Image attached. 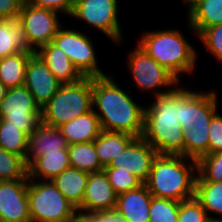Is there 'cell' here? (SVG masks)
Masks as SVG:
<instances>
[{"mask_svg":"<svg viewBox=\"0 0 222 222\" xmlns=\"http://www.w3.org/2000/svg\"><path fill=\"white\" fill-rule=\"evenodd\" d=\"M76 219H77L79 222H93L88 216L80 215V214H78V215L76 216Z\"/></svg>","mask_w":222,"mask_h":222,"instance_id":"obj_43","label":"cell"},{"mask_svg":"<svg viewBox=\"0 0 222 222\" xmlns=\"http://www.w3.org/2000/svg\"><path fill=\"white\" fill-rule=\"evenodd\" d=\"M197 176L202 181L222 182V152L200 157L197 160Z\"/></svg>","mask_w":222,"mask_h":222,"instance_id":"obj_33","label":"cell"},{"mask_svg":"<svg viewBox=\"0 0 222 222\" xmlns=\"http://www.w3.org/2000/svg\"><path fill=\"white\" fill-rule=\"evenodd\" d=\"M209 127H193L183 130L184 156L198 160L209 154Z\"/></svg>","mask_w":222,"mask_h":222,"instance_id":"obj_30","label":"cell"},{"mask_svg":"<svg viewBox=\"0 0 222 222\" xmlns=\"http://www.w3.org/2000/svg\"><path fill=\"white\" fill-rule=\"evenodd\" d=\"M87 216L93 222H128V220L116 208L96 211Z\"/></svg>","mask_w":222,"mask_h":222,"instance_id":"obj_40","label":"cell"},{"mask_svg":"<svg viewBox=\"0 0 222 222\" xmlns=\"http://www.w3.org/2000/svg\"><path fill=\"white\" fill-rule=\"evenodd\" d=\"M68 145L94 141L101 133L98 116L93 110L58 127Z\"/></svg>","mask_w":222,"mask_h":222,"instance_id":"obj_20","label":"cell"},{"mask_svg":"<svg viewBox=\"0 0 222 222\" xmlns=\"http://www.w3.org/2000/svg\"><path fill=\"white\" fill-rule=\"evenodd\" d=\"M118 8V0H74L69 18L85 22L91 29H98L113 44L120 46L124 42V33L118 18Z\"/></svg>","mask_w":222,"mask_h":222,"instance_id":"obj_8","label":"cell"},{"mask_svg":"<svg viewBox=\"0 0 222 222\" xmlns=\"http://www.w3.org/2000/svg\"><path fill=\"white\" fill-rule=\"evenodd\" d=\"M7 91V88L5 85L0 81V103L4 99L5 93Z\"/></svg>","mask_w":222,"mask_h":222,"instance_id":"obj_42","label":"cell"},{"mask_svg":"<svg viewBox=\"0 0 222 222\" xmlns=\"http://www.w3.org/2000/svg\"><path fill=\"white\" fill-rule=\"evenodd\" d=\"M157 156L158 152L151 144L142 136L136 137L106 167H115L128 171L145 183L149 178L150 170Z\"/></svg>","mask_w":222,"mask_h":222,"instance_id":"obj_14","label":"cell"},{"mask_svg":"<svg viewBox=\"0 0 222 222\" xmlns=\"http://www.w3.org/2000/svg\"><path fill=\"white\" fill-rule=\"evenodd\" d=\"M68 152L71 168L88 174L104 169L99 161L94 141L68 145Z\"/></svg>","mask_w":222,"mask_h":222,"instance_id":"obj_27","label":"cell"},{"mask_svg":"<svg viewBox=\"0 0 222 222\" xmlns=\"http://www.w3.org/2000/svg\"><path fill=\"white\" fill-rule=\"evenodd\" d=\"M103 170L117 195L136 189L143 184L135 175L120 168L104 167Z\"/></svg>","mask_w":222,"mask_h":222,"instance_id":"obj_34","label":"cell"},{"mask_svg":"<svg viewBox=\"0 0 222 222\" xmlns=\"http://www.w3.org/2000/svg\"><path fill=\"white\" fill-rule=\"evenodd\" d=\"M29 179L0 181V222H31Z\"/></svg>","mask_w":222,"mask_h":222,"instance_id":"obj_13","label":"cell"},{"mask_svg":"<svg viewBox=\"0 0 222 222\" xmlns=\"http://www.w3.org/2000/svg\"><path fill=\"white\" fill-rule=\"evenodd\" d=\"M117 194L104 170L89 174L88 183L81 206L77 209L80 215H89L96 211L115 209Z\"/></svg>","mask_w":222,"mask_h":222,"instance_id":"obj_16","label":"cell"},{"mask_svg":"<svg viewBox=\"0 0 222 222\" xmlns=\"http://www.w3.org/2000/svg\"><path fill=\"white\" fill-rule=\"evenodd\" d=\"M20 179H29L25 159L0 147V181Z\"/></svg>","mask_w":222,"mask_h":222,"instance_id":"obj_31","label":"cell"},{"mask_svg":"<svg viewBox=\"0 0 222 222\" xmlns=\"http://www.w3.org/2000/svg\"><path fill=\"white\" fill-rule=\"evenodd\" d=\"M35 53L62 84L75 83L84 78L65 52L53 42L42 46Z\"/></svg>","mask_w":222,"mask_h":222,"instance_id":"obj_19","label":"cell"},{"mask_svg":"<svg viewBox=\"0 0 222 222\" xmlns=\"http://www.w3.org/2000/svg\"><path fill=\"white\" fill-rule=\"evenodd\" d=\"M206 222H222V218L208 217Z\"/></svg>","mask_w":222,"mask_h":222,"instance_id":"obj_44","label":"cell"},{"mask_svg":"<svg viewBox=\"0 0 222 222\" xmlns=\"http://www.w3.org/2000/svg\"><path fill=\"white\" fill-rule=\"evenodd\" d=\"M134 138L129 134L102 130L94 140L101 165L103 167L109 166L112 160L121 154Z\"/></svg>","mask_w":222,"mask_h":222,"instance_id":"obj_26","label":"cell"},{"mask_svg":"<svg viewBox=\"0 0 222 222\" xmlns=\"http://www.w3.org/2000/svg\"><path fill=\"white\" fill-rule=\"evenodd\" d=\"M61 26L57 35L53 38V43L62 49L73 65L84 77L104 76L107 73L100 69L96 56L95 45L90 39V35L83 31L66 29Z\"/></svg>","mask_w":222,"mask_h":222,"instance_id":"obj_9","label":"cell"},{"mask_svg":"<svg viewBox=\"0 0 222 222\" xmlns=\"http://www.w3.org/2000/svg\"><path fill=\"white\" fill-rule=\"evenodd\" d=\"M0 118L28 136L42 123L41 108L24 85L7 89L0 103Z\"/></svg>","mask_w":222,"mask_h":222,"instance_id":"obj_10","label":"cell"},{"mask_svg":"<svg viewBox=\"0 0 222 222\" xmlns=\"http://www.w3.org/2000/svg\"><path fill=\"white\" fill-rule=\"evenodd\" d=\"M197 38L201 40L204 49L222 64V24L206 28Z\"/></svg>","mask_w":222,"mask_h":222,"instance_id":"obj_35","label":"cell"},{"mask_svg":"<svg viewBox=\"0 0 222 222\" xmlns=\"http://www.w3.org/2000/svg\"><path fill=\"white\" fill-rule=\"evenodd\" d=\"M25 0H0V19L17 20Z\"/></svg>","mask_w":222,"mask_h":222,"instance_id":"obj_39","label":"cell"},{"mask_svg":"<svg viewBox=\"0 0 222 222\" xmlns=\"http://www.w3.org/2000/svg\"><path fill=\"white\" fill-rule=\"evenodd\" d=\"M28 200L31 222H70L78 215L51 180L29 179Z\"/></svg>","mask_w":222,"mask_h":222,"instance_id":"obj_6","label":"cell"},{"mask_svg":"<svg viewBox=\"0 0 222 222\" xmlns=\"http://www.w3.org/2000/svg\"><path fill=\"white\" fill-rule=\"evenodd\" d=\"M136 43L180 82V77L186 74L192 76L198 67L197 50L176 28L145 31Z\"/></svg>","mask_w":222,"mask_h":222,"instance_id":"obj_4","label":"cell"},{"mask_svg":"<svg viewBox=\"0 0 222 222\" xmlns=\"http://www.w3.org/2000/svg\"><path fill=\"white\" fill-rule=\"evenodd\" d=\"M144 112L142 137L158 154L184 156L180 125V83L169 93L152 98Z\"/></svg>","mask_w":222,"mask_h":222,"instance_id":"obj_2","label":"cell"},{"mask_svg":"<svg viewBox=\"0 0 222 222\" xmlns=\"http://www.w3.org/2000/svg\"><path fill=\"white\" fill-rule=\"evenodd\" d=\"M34 6L57 11L61 16H69L74 8V0H27ZM63 14V15H62Z\"/></svg>","mask_w":222,"mask_h":222,"instance_id":"obj_38","label":"cell"},{"mask_svg":"<svg viewBox=\"0 0 222 222\" xmlns=\"http://www.w3.org/2000/svg\"><path fill=\"white\" fill-rule=\"evenodd\" d=\"M187 16V27L198 36L206 28L222 24V0H204Z\"/></svg>","mask_w":222,"mask_h":222,"instance_id":"obj_23","label":"cell"},{"mask_svg":"<svg viewBox=\"0 0 222 222\" xmlns=\"http://www.w3.org/2000/svg\"><path fill=\"white\" fill-rule=\"evenodd\" d=\"M153 195L145 183L136 189L117 195L116 209L128 222H149V208Z\"/></svg>","mask_w":222,"mask_h":222,"instance_id":"obj_18","label":"cell"},{"mask_svg":"<svg viewBox=\"0 0 222 222\" xmlns=\"http://www.w3.org/2000/svg\"><path fill=\"white\" fill-rule=\"evenodd\" d=\"M92 110V77L61 84L55 95L41 108L42 123L58 128Z\"/></svg>","mask_w":222,"mask_h":222,"instance_id":"obj_5","label":"cell"},{"mask_svg":"<svg viewBox=\"0 0 222 222\" xmlns=\"http://www.w3.org/2000/svg\"><path fill=\"white\" fill-rule=\"evenodd\" d=\"M68 168H71L68 149L46 152L28 165V178L52 181Z\"/></svg>","mask_w":222,"mask_h":222,"instance_id":"obj_21","label":"cell"},{"mask_svg":"<svg viewBox=\"0 0 222 222\" xmlns=\"http://www.w3.org/2000/svg\"><path fill=\"white\" fill-rule=\"evenodd\" d=\"M0 147L17 154L26 160L28 150V135L0 118Z\"/></svg>","mask_w":222,"mask_h":222,"instance_id":"obj_29","label":"cell"},{"mask_svg":"<svg viewBox=\"0 0 222 222\" xmlns=\"http://www.w3.org/2000/svg\"><path fill=\"white\" fill-rule=\"evenodd\" d=\"M136 101L117 84L112 73L92 77V110L98 116L103 131L141 137L145 105Z\"/></svg>","mask_w":222,"mask_h":222,"instance_id":"obj_1","label":"cell"},{"mask_svg":"<svg viewBox=\"0 0 222 222\" xmlns=\"http://www.w3.org/2000/svg\"><path fill=\"white\" fill-rule=\"evenodd\" d=\"M68 149V143L60 130L56 127L41 123L28 136V150L26 157L27 166L37 157L45 155L46 152Z\"/></svg>","mask_w":222,"mask_h":222,"instance_id":"obj_17","label":"cell"},{"mask_svg":"<svg viewBox=\"0 0 222 222\" xmlns=\"http://www.w3.org/2000/svg\"><path fill=\"white\" fill-rule=\"evenodd\" d=\"M61 84L36 53L29 58L24 86L33 95L40 108L55 95Z\"/></svg>","mask_w":222,"mask_h":222,"instance_id":"obj_15","label":"cell"},{"mask_svg":"<svg viewBox=\"0 0 222 222\" xmlns=\"http://www.w3.org/2000/svg\"><path fill=\"white\" fill-rule=\"evenodd\" d=\"M35 52L20 51L0 60V81L7 89L24 85L26 66Z\"/></svg>","mask_w":222,"mask_h":222,"instance_id":"obj_25","label":"cell"},{"mask_svg":"<svg viewBox=\"0 0 222 222\" xmlns=\"http://www.w3.org/2000/svg\"><path fill=\"white\" fill-rule=\"evenodd\" d=\"M209 154L222 152V115L217 113L209 125Z\"/></svg>","mask_w":222,"mask_h":222,"instance_id":"obj_37","label":"cell"},{"mask_svg":"<svg viewBox=\"0 0 222 222\" xmlns=\"http://www.w3.org/2000/svg\"><path fill=\"white\" fill-rule=\"evenodd\" d=\"M195 199L201 204L208 217L218 215V218H222V182L202 181L197 176Z\"/></svg>","mask_w":222,"mask_h":222,"instance_id":"obj_28","label":"cell"},{"mask_svg":"<svg viewBox=\"0 0 222 222\" xmlns=\"http://www.w3.org/2000/svg\"><path fill=\"white\" fill-rule=\"evenodd\" d=\"M185 4H187V15L202 1L204 0H182Z\"/></svg>","mask_w":222,"mask_h":222,"instance_id":"obj_41","label":"cell"},{"mask_svg":"<svg viewBox=\"0 0 222 222\" xmlns=\"http://www.w3.org/2000/svg\"><path fill=\"white\" fill-rule=\"evenodd\" d=\"M180 202L172 199L152 197L149 222H178Z\"/></svg>","mask_w":222,"mask_h":222,"instance_id":"obj_32","label":"cell"},{"mask_svg":"<svg viewBox=\"0 0 222 222\" xmlns=\"http://www.w3.org/2000/svg\"><path fill=\"white\" fill-rule=\"evenodd\" d=\"M20 51H29L24 28L17 20L0 19V60Z\"/></svg>","mask_w":222,"mask_h":222,"instance_id":"obj_24","label":"cell"},{"mask_svg":"<svg viewBox=\"0 0 222 222\" xmlns=\"http://www.w3.org/2000/svg\"><path fill=\"white\" fill-rule=\"evenodd\" d=\"M126 61V67L130 71L129 75H131L137 89L142 93L153 92V97H157L171 92L181 83L137 44L129 51Z\"/></svg>","mask_w":222,"mask_h":222,"instance_id":"obj_7","label":"cell"},{"mask_svg":"<svg viewBox=\"0 0 222 222\" xmlns=\"http://www.w3.org/2000/svg\"><path fill=\"white\" fill-rule=\"evenodd\" d=\"M196 177L197 160L158 154L145 184L153 197L181 202L195 197Z\"/></svg>","mask_w":222,"mask_h":222,"instance_id":"obj_3","label":"cell"},{"mask_svg":"<svg viewBox=\"0 0 222 222\" xmlns=\"http://www.w3.org/2000/svg\"><path fill=\"white\" fill-rule=\"evenodd\" d=\"M61 15L59 12L41 8L24 1L17 21L25 30L29 51L36 52L39 48L53 41L59 28Z\"/></svg>","mask_w":222,"mask_h":222,"instance_id":"obj_11","label":"cell"},{"mask_svg":"<svg viewBox=\"0 0 222 222\" xmlns=\"http://www.w3.org/2000/svg\"><path fill=\"white\" fill-rule=\"evenodd\" d=\"M198 91V92H197ZM192 90L180 85L181 128L209 127L211 119L218 113V94L214 90Z\"/></svg>","mask_w":222,"mask_h":222,"instance_id":"obj_12","label":"cell"},{"mask_svg":"<svg viewBox=\"0 0 222 222\" xmlns=\"http://www.w3.org/2000/svg\"><path fill=\"white\" fill-rule=\"evenodd\" d=\"M89 174L79 169L68 168L55 177L52 182L66 199L78 209L85 194Z\"/></svg>","mask_w":222,"mask_h":222,"instance_id":"obj_22","label":"cell"},{"mask_svg":"<svg viewBox=\"0 0 222 222\" xmlns=\"http://www.w3.org/2000/svg\"><path fill=\"white\" fill-rule=\"evenodd\" d=\"M207 218L206 211L195 197L180 202L178 222H206Z\"/></svg>","mask_w":222,"mask_h":222,"instance_id":"obj_36","label":"cell"},{"mask_svg":"<svg viewBox=\"0 0 222 222\" xmlns=\"http://www.w3.org/2000/svg\"><path fill=\"white\" fill-rule=\"evenodd\" d=\"M70 222H79V221L75 218L74 220H72Z\"/></svg>","mask_w":222,"mask_h":222,"instance_id":"obj_45","label":"cell"}]
</instances>
